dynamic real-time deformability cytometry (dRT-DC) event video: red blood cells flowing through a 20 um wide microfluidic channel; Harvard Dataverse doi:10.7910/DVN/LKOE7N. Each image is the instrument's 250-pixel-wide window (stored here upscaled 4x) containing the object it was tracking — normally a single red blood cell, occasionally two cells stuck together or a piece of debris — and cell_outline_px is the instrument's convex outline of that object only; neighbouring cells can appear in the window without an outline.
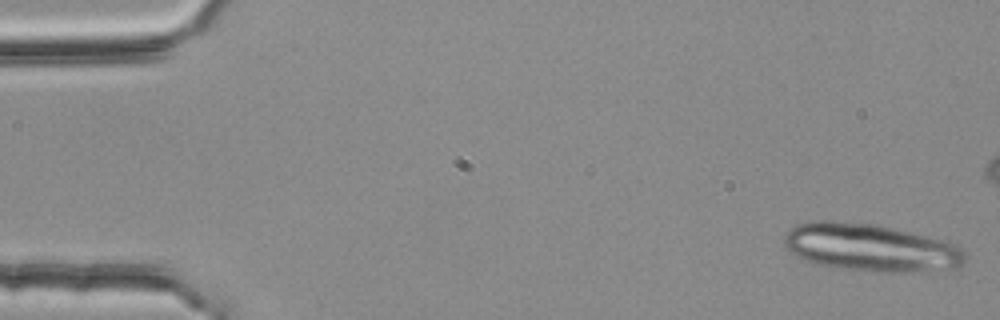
{"species": "common noctule bat (a hibernating species)", "species_latin": "Nyctalus noctula", "temperature_condition": "room temperature", "stored_images_in_passage": 16, "camera_frame_rate_fps": 3000, "um_per_image_px": 0.085, "animal": {"sex": "female", "body_mass_g": 25.1}, "frame": {"image": 1, "passage_image": 1, "time_ms": 0.0, "image_size_px": [1000, 320], "cell_outline_px": [[968, 256], [964, 264], [956, 268], [920, 272], [872, 272], [836, 268], [816, 264], [804, 260], [796, 256], [784, 244], [784, 236], [796, 224], [812, 220], [832, 220], [876, 224], [948, 240], [960, 248]], "centroid_in_image_um": [74.04, 21.05], "position_along_channel_um": 11.0, "area_um2": 51.04}}